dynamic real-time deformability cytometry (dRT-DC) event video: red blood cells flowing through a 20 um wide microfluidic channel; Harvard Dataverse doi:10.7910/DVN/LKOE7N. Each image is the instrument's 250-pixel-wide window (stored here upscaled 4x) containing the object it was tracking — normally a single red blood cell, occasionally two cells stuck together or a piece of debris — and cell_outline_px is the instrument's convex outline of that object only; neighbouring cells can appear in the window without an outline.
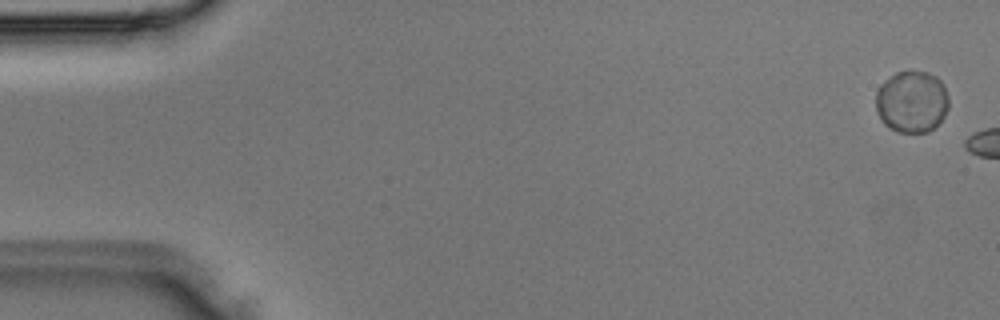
{"species": "Egyptian fruit bat (a non-hibernating species)", "species_latin": "Rousettus aegyptiacus", "temperature_condition": "room temperature", "stored_images_in_passage": 2, "camera_frame_rate_fps": 3000, "um_per_image_px": 0.085, "animal": {"sex": "male"}, "frame": {"image": 1, "passage_image": 1, "time_ms": 0.0, "image_size_px": [1000, 320], "cell_outline_px": [[948, 108], [944, 116], [928, 132], [896, 132], [888, 128], [884, 124], [876, 108], [876, 92], [880, 84], [884, 80], [896, 72], [928, 72], [936, 76], [944, 84], [948, 96]], "centroid_in_image_um": [77.49, 8.64], "position_along_channel_um": 7.5, "area_um2": 26.3}}